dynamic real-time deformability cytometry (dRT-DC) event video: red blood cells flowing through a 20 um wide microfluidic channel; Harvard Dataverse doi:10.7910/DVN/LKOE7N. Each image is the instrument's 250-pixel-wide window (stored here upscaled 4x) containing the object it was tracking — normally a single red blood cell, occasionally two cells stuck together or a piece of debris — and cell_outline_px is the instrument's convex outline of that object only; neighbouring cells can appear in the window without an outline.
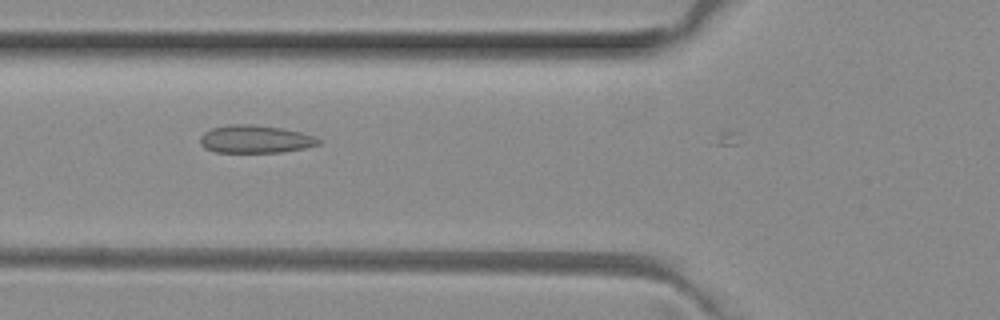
{"species": "common noctule bat (a hibernating species)", "species_latin": "Nyctalus noctula", "temperature_condition": "room temperature", "stored_images_in_passage": 8, "camera_frame_rate_fps": 3000, "um_per_image_px": 0.085, "animal": {"sex": "female", "body_mass_g": 29.2, "forearm_length_mm": 56.3}, "frame": {"image": 1, "passage_image": 7, "time_ms": 2.0, "image_size_px": [1000, 320], "cell_outline_px": [[320, 144], [304, 148], [280, 152], [212, 152], [204, 148], [200, 144], [200, 136], [204, 132], [212, 128], [228, 124], [252, 124], [280, 128], [300, 132], [312, 136], [320, 140]], "centroid_in_image_um": [21.63, 11.83], "position_along_channel_um": 104.2, "area_um2": 19.13}}